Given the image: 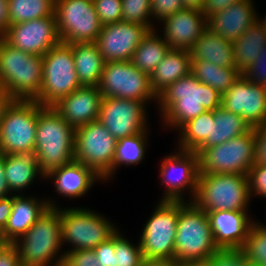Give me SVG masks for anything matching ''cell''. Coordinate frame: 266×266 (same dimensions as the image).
Masks as SVG:
<instances>
[{
  "label": "cell",
  "instance_id": "4316f807",
  "mask_svg": "<svg viewBox=\"0 0 266 266\" xmlns=\"http://www.w3.org/2000/svg\"><path fill=\"white\" fill-rule=\"evenodd\" d=\"M188 50L170 49L150 76L151 87L158 97L171 84L191 73Z\"/></svg>",
  "mask_w": 266,
  "mask_h": 266
},
{
  "label": "cell",
  "instance_id": "7402d4cb",
  "mask_svg": "<svg viewBox=\"0 0 266 266\" xmlns=\"http://www.w3.org/2000/svg\"><path fill=\"white\" fill-rule=\"evenodd\" d=\"M215 244L219 249H241L255 222L247 211L206 212ZM251 218V219H250Z\"/></svg>",
  "mask_w": 266,
  "mask_h": 266
},
{
  "label": "cell",
  "instance_id": "ffe728a7",
  "mask_svg": "<svg viewBox=\"0 0 266 266\" xmlns=\"http://www.w3.org/2000/svg\"><path fill=\"white\" fill-rule=\"evenodd\" d=\"M162 38L171 49L190 50L207 28V18L202 11L184 8L164 18Z\"/></svg>",
  "mask_w": 266,
  "mask_h": 266
},
{
  "label": "cell",
  "instance_id": "5bb4252c",
  "mask_svg": "<svg viewBox=\"0 0 266 266\" xmlns=\"http://www.w3.org/2000/svg\"><path fill=\"white\" fill-rule=\"evenodd\" d=\"M98 88L103 97L132 99L148 104L158 101L150 76L130 61L105 62Z\"/></svg>",
  "mask_w": 266,
  "mask_h": 266
},
{
  "label": "cell",
  "instance_id": "f35d334b",
  "mask_svg": "<svg viewBox=\"0 0 266 266\" xmlns=\"http://www.w3.org/2000/svg\"><path fill=\"white\" fill-rule=\"evenodd\" d=\"M122 22L146 26L150 31L155 30L151 23V0H121ZM149 18V19H148Z\"/></svg>",
  "mask_w": 266,
  "mask_h": 266
},
{
  "label": "cell",
  "instance_id": "9c48e42d",
  "mask_svg": "<svg viewBox=\"0 0 266 266\" xmlns=\"http://www.w3.org/2000/svg\"><path fill=\"white\" fill-rule=\"evenodd\" d=\"M60 218L62 242L72 245L65 252L94 249L119 231L108 218L85 207L60 209Z\"/></svg>",
  "mask_w": 266,
  "mask_h": 266
},
{
  "label": "cell",
  "instance_id": "d4e9b609",
  "mask_svg": "<svg viewBox=\"0 0 266 266\" xmlns=\"http://www.w3.org/2000/svg\"><path fill=\"white\" fill-rule=\"evenodd\" d=\"M47 178L54 181L57 194L72 199L83 197L96 181L102 180L91 168L75 160L51 170L45 175Z\"/></svg>",
  "mask_w": 266,
  "mask_h": 266
},
{
  "label": "cell",
  "instance_id": "f5cc1de1",
  "mask_svg": "<svg viewBox=\"0 0 266 266\" xmlns=\"http://www.w3.org/2000/svg\"><path fill=\"white\" fill-rule=\"evenodd\" d=\"M13 195L9 188L5 176V158L4 154L0 153V199Z\"/></svg>",
  "mask_w": 266,
  "mask_h": 266
},
{
  "label": "cell",
  "instance_id": "6f0895ef",
  "mask_svg": "<svg viewBox=\"0 0 266 266\" xmlns=\"http://www.w3.org/2000/svg\"><path fill=\"white\" fill-rule=\"evenodd\" d=\"M7 243L4 239V234H3V230L0 228V244H5Z\"/></svg>",
  "mask_w": 266,
  "mask_h": 266
},
{
  "label": "cell",
  "instance_id": "7c38bea8",
  "mask_svg": "<svg viewBox=\"0 0 266 266\" xmlns=\"http://www.w3.org/2000/svg\"><path fill=\"white\" fill-rule=\"evenodd\" d=\"M116 143L117 140L99 120L92 121L76 128L74 160L91 168L102 178V182H107L112 179L110 177H112Z\"/></svg>",
  "mask_w": 266,
  "mask_h": 266
},
{
  "label": "cell",
  "instance_id": "277c9868",
  "mask_svg": "<svg viewBox=\"0 0 266 266\" xmlns=\"http://www.w3.org/2000/svg\"><path fill=\"white\" fill-rule=\"evenodd\" d=\"M61 207H48L30 229L17 239L16 245L22 266H61ZM60 253V254H57Z\"/></svg>",
  "mask_w": 266,
  "mask_h": 266
},
{
  "label": "cell",
  "instance_id": "2e32d148",
  "mask_svg": "<svg viewBox=\"0 0 266 266\" xmlns=\"http://www.w3.org/2000/svg\"><path fill=\"white\" fill-rule=\"evenodd\" d=\"M145 107L137 100L103 97L98 120L116 140L133 136L147 129Z\"/></svg>",
  "mask_w": 266,
  "mask_h": 266
},
{
  "label": "cell",
  "instance_id": "cb8c5ba5",
  "mask_svg": "<svg viewBox=\"0 0 266 266\" xmlns=\"http://www.w3.org/2000/svg\"><path fill=\"white\" fill-rule=\"evenodd\" d=\"M39 201V202H38ZM48 207H59L51 199L13 194L12 213L3 229L6 242L14 243L24 235Z\"/></svg>",
  "mask_w": 266,
  "mask_h": 266
},
{
  "label": "cell",
  "instance_id": "484cf974",
  "mask_svg": "<svg viewBox=\"0 0 266 266\" xmlns=\"http://www.w3.org/2000/svg\"><path fill=\"white\" fill-rule=\"evenodd\" d=\"M5 176L8 188L12 194L23 193L34 179L40 176L45 179V174L40 170L35 152L4 154Z\"/></svg>",
  "mask_w": 266,
  "mask_h": 266
},
{
  "label": "cell",
  "instance_id": "680465c9",
  "mask_svg": "<svg viewBox=\"0 0 266 266\" xmlns=\"http://www.w3.org/2000/svg\"><path fill=\"white\" fill-rule=\"evenodd\" d=\"M6 100L5 96L3 95L2 91L0 90V107L2 103Z\"/></svg>",
  "mask_w": 266,
  "mask_h": 266
},
{
  "label": "cell",
  "instance_id": "4dcf8cb0",
  "mask_svg": "<svg viewBox=\"0 0 266 266\" xmlns=\"http://www.w3.org/2000/svg\"><path fill=\"white\" fill-rule=\"evenodd\" d=\"M250 129L251 127L242 116L231 113L224 107L219 106L214 110V121H211L210 136L197 149L220 145L225 141L247 133Z\"/></svg>",
  "mask_w": 266,
  "mask_h": 266
},
{
  "label": "cell",
  "instance_id": "681fc988",
  "mask_svg": "<svg viewBox=\"0 0 266 266\" xmlns=\"http://www.w3.org/2000/svg\"><path fill=\"white\" fill-rule=\"evenodd\" d=\"M241 0H205L204 9L202 10L206 18H209L214 13L228 8L235 2Z\"/></svg>",
  "mask_w": 266,
  "mask_h": 266
},
{
  "label": "cell",
  "instance_id": "44dd1931",
  "mask_svg": "<svg viewBox=\"0 0 266 266\" xmlns=\"http://www.w3.org/2000/svg\"><path fill=\"white\" fill-rule=\"evenodd\" d=\"M102 99L98 86H81L60 99L53 108L76 129L98 120Z\"/></svg>",
  "mask_w": 266,
  "mask_h": 266
},
{
  "label": "cell",
  "instance_id": "816d5d0a",
  "mask_svg": "<svg viewBox=\"0 0 266 266\" xmlns=\"http://www.w3.org/2000/svg\"><path fill=\"white\" fill-rule=\"evenodd\" d=\"M13 195L0 199V228L3 230L12 213Z\"/></svg>",
  "mask_w": 266,
  "mask_h": 266
},
{
  "label": "cell",
  "instance_id": "5b68a950",
  "mask_svg": "<svg viewBox=\"0 0 266 266\" xmlns=\"http://www.w3.org/2000/svg\"><path fill=\"white\" fill-rule=\"evenodd\" d=\"M174 260H207L219 248L207 213L193 201H179Z\"/></svg>",
  "mask_w": 266,
  "mask_h": 266
},
{
  "label": "cell",
  "instance_id": "7bdbcfd3",
  "mask_svg": "<svg viewBox=\"0 0 266 266\" xmlns=\"http://www.w3.org/2000/svg\"><path fill=\"white\" fill-rule=\"evenodd\" d=\"M182 9V0H151L152 19L160 22Z\"/></svg>",
  "mask_w": 266,
  "mask_h": 266
},
{
  "label": "cell",
  "instance_id": "4fadbf2b",
  "mask_svg": "<svg viewBox=\"0 0 266 266\" xmlns=\"http://www.w3.org/2000/svg\"><path fill=\"white\" fill-rule=\"evenodd\" d=\"M54 14L61 42H96L103 27L92 0H55Z\"/></svg>",
  "mask_w": 266,
  "mask_h": 266
},
{
  "label": "cell",
  "instance_id": "8992f818",
  "mask_svg": "<svg viewBox=\"0 0 266 266\" xmlns=\"http://www.w3.org/2000/svg\"><path fill=\"white\" fill-rule=\"evenodd\" d=\"M37 119L35 100L6 99L0 107V153L34 152Z\"/></svg>",
  "mask_w": 266,
  "mask_h": 266
},
{
  "label": "cell",
  "instance_id": "ee69618b",
  "mask_svg": "<svg viewBox=\"0 0 266 266\" xmlns=\"http://www.w3.org/2000/svg\"><path fill=\"white\" fill-rule=\"evenodd\" d=\"M93 249L64 252L61 266H98Z\"/></svg>",
  "mask_w": 266,
  "mask_h": 266
},
{
  "label": "cell",
  "instance_id": "d590c367",
  "mask_svg": "<svg viewBox=\"0 0 266 266\" xmlns=\"http://www.w3.org/2000/svg\"><path fill=\"white\" fill-rule=\"evenodd\" d=\"M11 25L54 15L55 0H8Z\"/></svg>",
  "mask_w": 266,
  "mask_h": 266
},
{
  "label": "cell",
  "instance_id": "bcb514c9",
  "mask_svg": "<svg viewBox=\"0 0 266 266\" xmlns=\"http://www.w3.org/2000/svg\"><path fill=\"white\" fill-rule=\"evenodd\" d=\"M98 266H114V236L94 249Z\"/></svg>",
  "mask_w": 266,
  "mask_h": 266
},
{
  "label": "cell",
  "instance_id": "83f0119b",
  "mask_svg": "<svg viewBox=\"0 0 266 266\" xmlns=\"http://www.w3.org/2000/svg\"><path fill=\"white\" fill-rule=\"evenodd\" d=\"M192 61L205 60L217 66L235 68L232 42L206 28L189 50Z\"/></svg>",
  "mask_w": 266,
  "mask_h": 266
},
{
  "label": "cell",
  "instance_id": "6da1fadb",
  "mask_svg": "<svg viewBox=\"0 0 266 266\" xmlns=\"http://www.w3.org/2000/svg\"><path fill=\"white\" fill-rule=\"evenodd\" d=\"M221 99L222 94L190 73L165 89L156 104L164 126L177 130L201 113L214 111L221 106Z\"/></svg>",
  "mask_w": 266,
  "mask_h": 266
},
{
  "label": "cell",
  "instance_id": "9a60e30c",
  "mask_svg": "<svg viewBox=\"0 0 266 266\" xmlns=\"http://www.w3.org/2000/svg\"><path fill=\"white\" fill-rule=\"evenodd\" d=\"M161 185H165L161 200L185 201L184 192L193 201L197 192L199 176L198 154L196 152L178 150L166 156L160 165ZM190 191V192H188Z\"/></svg>",
  "mask_w": 266,
  "mask_h": 266
},
{
  "label": "cell",
  "instance_id": "d6a6232c",
  "mask_svg": "<svg viewBox=\"0 0 266 266\" xmlns=\"http://www.w3.org/2000/svg\"><path fill=\"white\" fill-rule=\"evenodd\" d=\"M191 74L220 94L225 93L241 75L236 68L217 66L205 60L192 61Z\"/></svg>",
  "mask_w": 266,
  "mask_h": 266
},
{
  "label": "cell",
  "instance_id": "ba28073f",
  "mask_svg": "<svg viewBox=\"0 0 266 266\" xmlns=\"http://www.w3.org/2000/svg\"><path fill=\"white\" fill-rule=\"evenodd\" d=\"M255 131L225 141L206 149H196L199 174H244L248 175L255 163Z\"/></svg>",
  "mask_w": 266,
  "mask_h": 266
},
{
  "label": "cell",
  "instance_id": "30bf717a",
  "mask_svg": "<svg viewBox=\"0 0 266 266\" xmlns=\"http://www.w3.org/2000/svg\"><path fill=\"white\" fill-rule=\"evenodd\" d=\"M159 201L142 229L139 244L147 261H174L179 201Z\"/></svg>",
  "mask_w": 266,
  "mask_h": 266
},
{
  "label": "cell",
  "instance_id": "603a6c76",
  "mask_svg": "<svg viewBox=\"0 0 266 266\" xmlns=\"http://www.w3.org/2000/svg\"><path fill=\"white\" fill-rule=\"evenodd\" d=\"M253 0H241L207 18V28L234 42L258 20Z\"/></svg>",
  "mask_w": 266,
  "mask_h": 266
},
{
  "label": "cell",
  "instance_id": "d6986e66",
  "mask_svg": "<svg viewBox=\"0 0 266 266\" xmlns=\"http://www.w3.org/2000/svg\"><path fill=\"white\" fill-rule=\"evenodd\" d=\"M149 31L146 26L122 21L106 24L95 43L105 62L130 61Z\"/></svg>",
  "mask_w": 266,
  "mask_h": 266
},
{
  "label": "cell",
  "instance_id": "60d3db41",
  "mask_svg": "<svg viewBox=\"0 0 266 266\" xmlns=\"http://www.w3.org/2000/svg\"><path fill=\"white\" fill-rule=\"evenodd\" d=\"M101 24H114L122 21L121 0H92Z\"/></svg>",
  "mask_w": 266,
  "mask_h": 266
},
{
  "label": "cell",
  "instance_id": "3957f363",
  "mask_svg": "<svg viewBox=\"0 0 266 266\" xmlns=\"http://www.w3.org/2000/svg\"><path fill=\"white\" fill-rule=\"evenodd\" d=\"M42 56L13 48L0 38V90L6 99L35 100L42 88Z\"/></svg>",
  "mask_w": 266,
  "mask_h": 266
},
{
  "label": "cell",
  "instance_id": "7a4b0ae2",
  "mask_svg": "<svg viewBox=\"0 0 266 266\" xmlns=\"http://www.w3.org/2000/svg\"><path fill=\"white\" fill-rule=\"evenodd\" d=\"M75 131L53 106L38 103L34 152L39 168L45 175L74 161Z\"/></svg>",
  "mask_w": 266,
  "mask_h": 266
},
{
  "label": "cell",
  "instance_id": "e0dca14e",
  "mask_svg": "<svg viewBox=\"0 0 266 266\" xmlns=\"http://www.w3.org/2000/svg\"><path fill=\"white\" fill-rule=\"evenodd\" d=\"M221 106L238 114L251 128L266 124V86L254 84L242 74L222 94Z\"/></svg>",
  "mask_w": 266,
  "mask_h": 266
},
{
  "label": "cell",
  "instance_id": "f1b7e54d",
  "mask_svg": "<svg viewBox=\"0 0 266 266\" xmlns=\"http://www.w3.org/2000/svg\"><path fill=\"white\" fill-rule=\"evenodd\" d=\"M232 45L235 68L242 74L258 60L261 50L266 46L265 20H256Z\"/></svg>",
  "mask_w": 266,
  "mask_h": 266
},
{
  "label": "cell",
  "instance_id": "8fae6325",
  "mask_svg": "<svg viewBox=\"0 0 266 266\" xmlns=\"http://www.w3.org/2000/svg\"><path fill=\"white\" fill-rule=\"evenodd\" d=\"M42 59V88L35 101L42 106H53L81 87V84L69 44L60 42L42 56Z\"/></svg>",
  "mask_w": 266,
  "mask_h": 266
},
{
  "label": "cell",
  "instance_id": "f546056e",
  "mask_svg": "<svg viewBox=\"0 0 266 266\" xmlns=\"http://www.w3.org/2000/svg\"><path fill=\"white\" fill-rule=\"evenodd\" d=\"M76 73L81 86H98L105 61L95 42L72 43Z\"/></svg>",
  "mask_w": 266,
  "mask_h": 266
},
{
  "label": "cell",
  "instance_id": "7dc6e473",
  "mask_svg": "<svg viewBox=\"0 0 266 266\" xmlns=\"http://www.w3.org/2000/svg\"><path fill=\"white\" fill-rule=\"evenodd\" d=\"M255 164L266 165V124L254 128Z\"/></svg>",
  "mask_w": 266,
  "mask_h": 266
},
{
  "label": "cell",
  "instance_id": "db71d44e",
  "mask_svg": "<svg viewBox=\"0 0 266 266\" xmlns=\"http://www.w3.org/2000/svg\"><path fill=\"white\" fill-rule=\"evenodd\" d=\"M173 266H208L206 260H174Z\"/></svg>",
  "mask_w": 266,
  "mask_h": 266
},
{
  "label": "cell",
  "instance_id": "11a10c76",
  "mask_svg": "<svg viewBox=\"0 0 266 266\" xmlns=\"http://www.w3.org/2000/svg\"><path fill=\"white\" fill-rule=\"evenodd\" d=\"M184 8L202 11L205 0H182Z\"/></svg>",
  "mask_w": 266,
  "mask_h": 266
},
{
  "label": "cell",
  "instance_id": "f907efd6",
  "mask_svg": "<svg viewBox=\"0 0 266 266\" xmlns=\"http://www.w3.org/2000/svg\"><path fill=\"white\" fill-rule=\"evenodd\" d=\"M8 0H0V38H3L10 27Z\"/></svg>",
  "mask_w": 266,
  "mask_h": 266
},
{
  "label": "cell",
  "instance_id": "e575fe53",
  "mask_svg": "<svg viewBox=\"0 0 266 266\" xmlns=\"http://www.w3.org/2000/svg\"><path fill=\"white\" fill-rule=\"evenodd\" d=\"M148 129L133 136L117 140L114 161L112 164V177L121 165L133 166L145 158Z\"/></svg>",
  "mask_w": 266,
  "mask_h": 266
},
{
  "label": "cell",
  "instance_id": "52a82bcc",
  "mask_svg": "<svg viewBox=\"0 0 266 266\" xmlns=\"http://www.w3.org/2000/svg\"><path fill=\"white\" fill-rule=\"evenodd\" d=\"M249 181L244 174H199L193 202L205 212L248 211Z\"/></svg>",
  "mask_w": 266,
  "mask_h": 266
},
{
  "label": "cell",
  "instance_id": "74e56055",
  "mask_svg": "<svg viewBox=\"0 0 266 266\" xmlns=\"http://www.w3.org/2000/svg\"><path fill=\"white\" fill-rule=\"evenodd\" d=\"M145 261L139 242L132 244L120 231L114 235V266H142Z\"/></svg>",
  "mask_w": 266,
  "mask_h": 266
},
{
  "label": "cell",
  "instance_id": "c3c4849f",
  "mask_svg": "<svg viewBox=\"0 0 266 266\" xmlns=\"http://www.w3.org/2000/svg\"><path fill=\"white\" fill-rule=\"evenodd\" d=\"M0 266H22L14 243L7 242L0 245Z\"/></svg>",
  "mask_w": 266,
  "mask_h": 266
},
{
  "label": "cell",
  "instance_id": "9f6ffc18",
  "mask_svg": "<svg viewBox=\"0 0 266 266\" xmlns=\"http://www.w3.org/2000/svg\"><path fill=\"white\" fill-rule=\"evenodd\" d=\"M142 266H173V261H145Z\"/></svg>",
  "mask_w": 266,
  "mask_h": 266
},
{
  "label": "cell",
  "instance_id": "836d02e7",
  "mask_svg": "<svg viewBox=\"0 0 266 266\" xmlns=\"http://www.w3.org/2000/svg\"><path fill=\"white\" fill-rule=\"evenodd\" d=\"M211 121H214V111H205L179 128V148L194 152L210 136Z\"/></svg>",
  "mask_w": 266,
  "mask_h": 266
},
{
  "label": "cell",
  "instance_id": "8d00e7d4",
  "mask_svg": "<svg viewBox=\"0 0 266 266\" xmlns=\"http://www.w3.org/2000/svg\"><path fill=\"white\" fill-rule=\"evenodd\" d=\"M251 265L266 266V224L254 222L241 248Z\"/></svg>",
  "mask_w": 266,
  "mask_h": 266
},
{
  "label": "cell",
  "instance_id": "f6af8a7d",
  "mask_svg": "<svg viewBox=\"0 0 266 266\" xmlns=\"http://www.w3.org/2000/svg\"><path fill=\"white\" fill-rule=\"evenodd\" d=\"M242 75L254 84L266 86V46L261 50L260 56Z\"/></svg>",
  "mask_w": 266,
  "mask_h": 266
},
{
  "label": "cell",
  "instance_id": "b9f144b4",
  "mask_svg": "<svg viewBox=\"0 0 266 266\" xmlns=\"http://www.w3.org/2000/svg\"><path fill=\"white\" fill-rule=\"evenodd\" d=\"M250 198L266 197V165L253 164L248 173Z\"/></svg>",
  "mask_w": 266,
  "mask_h": 266
},
{
  "label": "cell",
  "instance_id": "ab89813d",
  "mask_svg": "<svg viewBox=\"0 0 266 266\" xmlns=\"http://www.w3.org/2000/svg\"><path fill=\"white\" fill-rule=\"evenodd\" d=\"M206 261L208 266H251L241 249H219Z\"/></svg>",
  "mask_w": 266,
  "mask_h": 266
},
{
  "label": "cell",
  "instance_id": "1f68e13d",
  "mask_svg": "<svg viewBox=\"0 0 266 266\" xmlns=\"http://www.w3.org/2000/svg\"><path fill=\"white\" fill-rule=\"evenodd\" d=\"M157 32V29L148 32L130 60L135 67L149 76L171 49L169 44Z\"/></svg>",
  "mask_w": 266,
  "mask_h": 266
},
{
  "label": "cell",
  "instance_id": "ac0fdd59",
  "mask_svg": "<svg viewBox=\"0 0 266 266\" xmlns=\"http://www.w3.org/2000/svg\"><path fill=\"white\" fill-rule=\"evenodd\" d=\"M3 39L13 48L39 56H44L61 42L55 14L12 24Z\"/></svg>",
  "mask_w": 266,
  "mask_h": 266
}]
</instances>
